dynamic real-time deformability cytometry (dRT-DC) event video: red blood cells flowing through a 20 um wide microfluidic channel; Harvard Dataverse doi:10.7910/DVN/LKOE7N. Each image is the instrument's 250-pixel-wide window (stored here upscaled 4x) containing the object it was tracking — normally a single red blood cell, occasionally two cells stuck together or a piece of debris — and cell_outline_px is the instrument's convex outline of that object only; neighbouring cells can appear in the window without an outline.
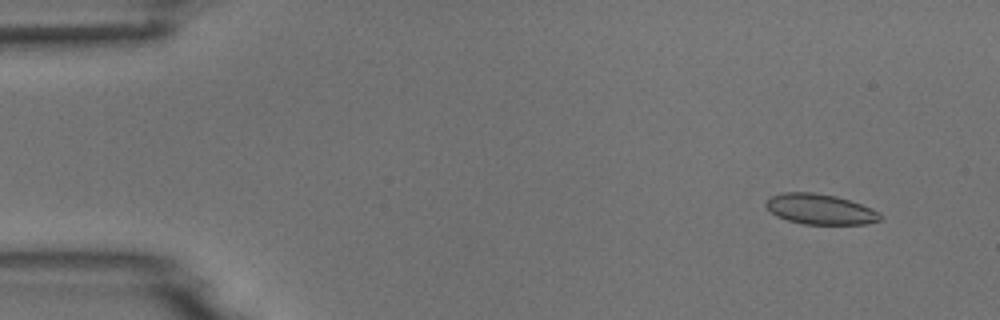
{"species": "common noctule bat (a hibernating species)", "species_latin": "Nyctalus noctula", "temperature_condition": "room temperature", "stored_images_in_passage": 6, "camera_frame_rate_fps": 3000, "um_per_image_px": 0.085, "animal": {"sex": "male", "body_mass_g": 18.8}, "frame": {"image": 1, "passage_image": 2, "time_ms": 1.333, "image_size_px": [1000, 320], "cell_outline_px": [[884, 216], [880, 220], [868, 224], [804, 224], [788, 220], [776, 216], [764, 204], [772, 196], [784, 192], [812, 192], [836, 196], [872, 208], [880, 212]], "centroid_in_image_um": [69.75, 17.79], "position_along_channel_um": 15.2, "area_um2": 20.17}}
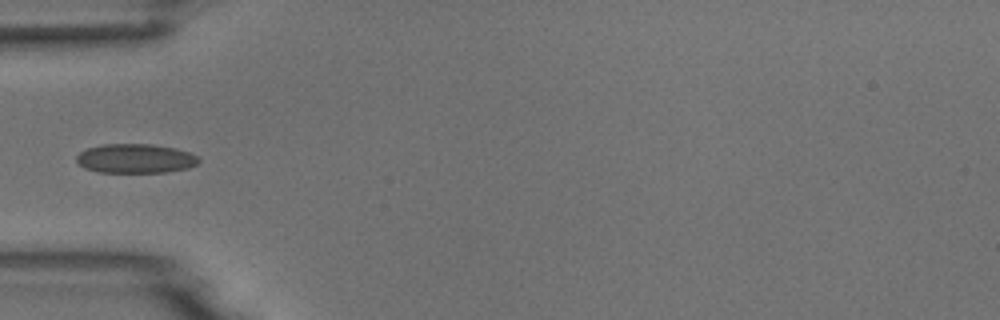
{"frame": {"image": 2, "passage_image": 5, "time_ms": 5.667, "image_size_px": [1000, 320], "cell_outline_px": [[200, 160], [196, 164], [188, 168], [164, 172], [96, 172], [84, 168], [76, 160], [76, 156], [80, 152], [88, 148], [100, 144], [152, 144], [176, 148], [188, 152], [196, 156]], "centroid_in_image_um": [11.48, 13.47], "position_along_channel_um": 73.5, "area_um2": 20.81}}